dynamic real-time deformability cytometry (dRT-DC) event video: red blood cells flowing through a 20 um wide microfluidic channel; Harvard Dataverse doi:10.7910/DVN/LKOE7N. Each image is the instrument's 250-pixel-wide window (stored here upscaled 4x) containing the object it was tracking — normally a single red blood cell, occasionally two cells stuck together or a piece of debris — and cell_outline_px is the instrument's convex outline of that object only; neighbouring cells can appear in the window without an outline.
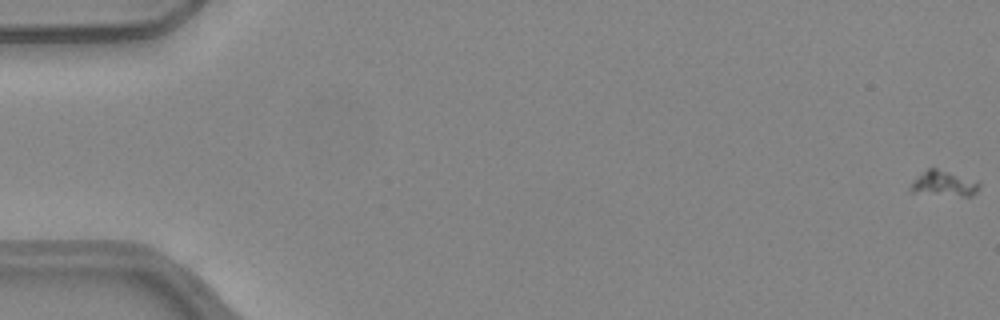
{"species": "common noctule bat (a hibernating species)", "species_latin": "Nyctalus noctula", "temperature_condition": "warm", "stored_images_in_passage": 54, "camera_frame_rate_fps": 3000, "um_per_image_px": 0.085, "animal": {"sex": "female", "body_mass_g": 24.6, "forearm_length_mm": 56.2}, "frame": {"image": 1, "passage_image": 1, "time_ms": 0.0, "image_size_px": [1000, 320], "cell_outline_px": [[980, 188], [972, 196], [960, 196], [908, 192], [908, 188], [912, 180], [928, 168], [936, 168], [980, 180]], "centroid_in_image_um": [80.24, 15.6], "position_along_channel_um": 4.8, "area_um2": 10.52}}